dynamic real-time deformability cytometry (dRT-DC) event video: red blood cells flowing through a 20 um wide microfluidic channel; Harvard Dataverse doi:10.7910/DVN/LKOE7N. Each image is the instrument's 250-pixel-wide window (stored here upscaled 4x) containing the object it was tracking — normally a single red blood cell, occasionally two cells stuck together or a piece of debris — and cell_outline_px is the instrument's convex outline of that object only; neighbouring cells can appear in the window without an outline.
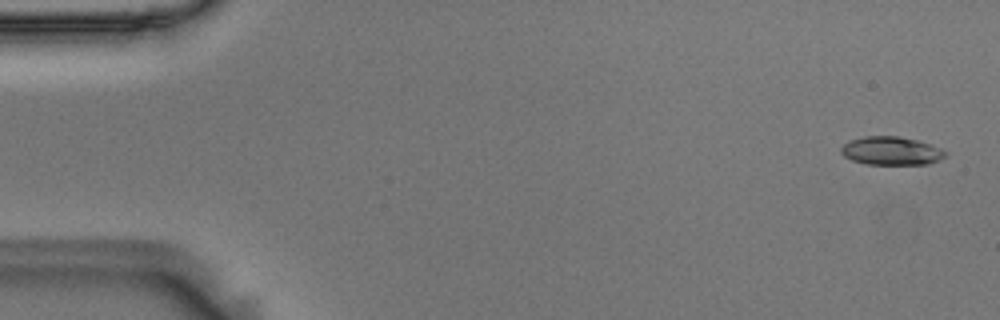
{"species": "Egyptian fruit bat (a non-hibernating species)", "species_latin": "Rousettus aegyptiacus", "temperature_condition": "room temperature", "stored_images_in_passage": 55, "camera_frame_rate_fps": 3000, "um_per_image_px": 0.085, "animal": {"sex": "male"}, "frame": {"image": 1, "passage_image": 2, "time_ms": 0.333, "image_size_px": [1000, 320], "cell_outline_px": [[948, 152], [940, 160], [928, 164], [868, 164], [852, 160], [844, 156], [840, 152], [840, 148], [848, 140], [864, 136], [900, 136], [916, 140], [940, 148]], "centroid_in_image_um": [75.73, 12.82], "position_along_channel_um": 9.3, "area_um2": 17.22}}
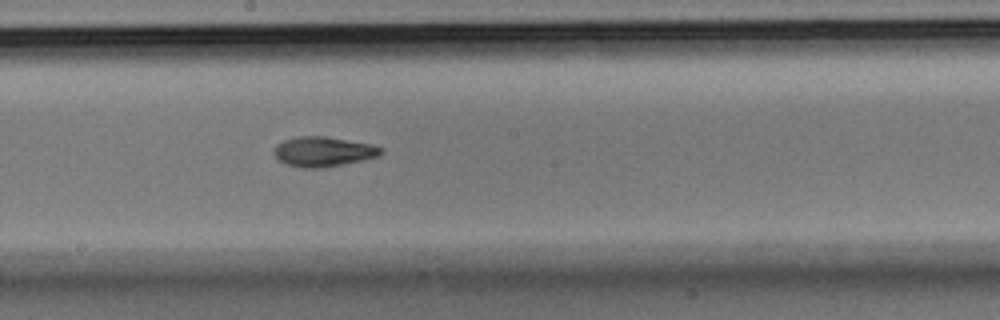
{"frame": {"image": 2, "passage_image": 30, "time_ms": 9.667, "image_size_px": [1000, 320], "cell_outline_px": [[384, 152], [376, 156], [360, 160], [320, 168], [304, 168], [288, 164], [280, 160], [272, 152], [276, 144], [284, 140], [296, 136], [324, 136], [372, 144], [384, 148]], "centroid_in_image_um": [27.46, 12.87], "position_along_channel_um": 220.7, "area_um2": 18.38}}
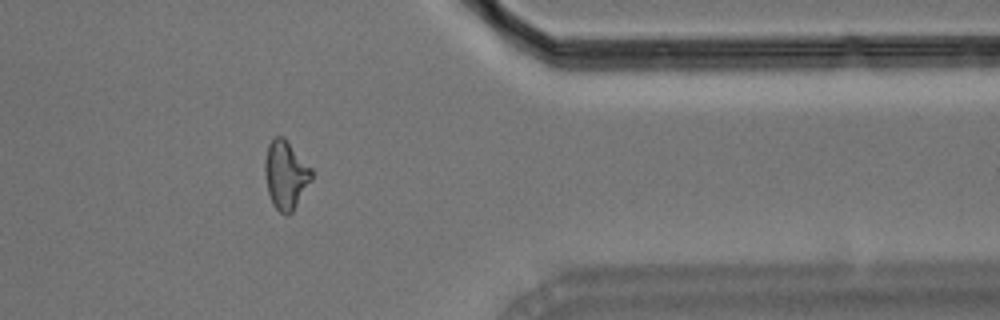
{"frame": {"image": 3, "passage_image": 45, "time_ms": 14.667, "image_size_px": [1000, 320], "cell_outline_px": [[312, 180], [292, 212], [288, 216], [284, 216], [272, 204], [268, 192], [264, 172], [264, 160], [268, 144], [272, 136], [284, 136], [312, 168]], "centroid_in_image_um": [24.27, 14.84], "position_along_channel_um": 387.1, "area_um2": 18.96}, "authors_computed_cell_mechanics": {"area_um2": 17.9758, "velocity_mm_per_s": 3.6463, "shape_relaxation_time_tau1_ms": 4.5435, "shape_relaxation_time_tau2_ms": 7.644, "deformation_change_tau1": 0.1552, "deformation_change_tau2": 0.1528}}